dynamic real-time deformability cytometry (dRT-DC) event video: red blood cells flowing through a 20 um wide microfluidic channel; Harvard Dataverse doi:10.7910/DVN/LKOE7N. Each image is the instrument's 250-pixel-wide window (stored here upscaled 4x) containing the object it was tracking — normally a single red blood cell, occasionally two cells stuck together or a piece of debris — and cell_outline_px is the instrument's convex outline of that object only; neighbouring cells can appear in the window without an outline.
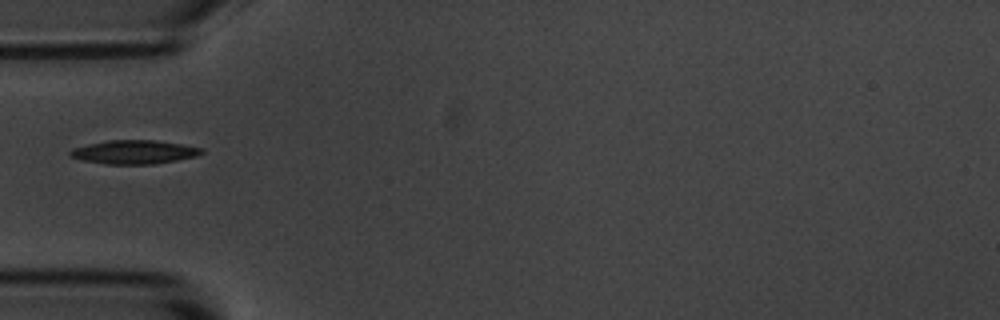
{"species": "common noctule bat (a hibernating species)", "species_latin": "Nyctalus noctula", "temperature_condition": "room temperature", "stored_images_in_passage": 1, "camera_frame_rate_fps": 3000, "um_per_image_px": 0.085, "animal": {"sex": "male", "body_mass_g": 20.1, "forearm_length_mm": 53.5}, "frame": {"image": 1, "passage_image": 1, "time_ms": 0.0, "image_size_px": [1000, 320], "cell_outline_px": [[204, 152], [196, 156], [176, 160], [152, 164], [104, 164], [84, 160], [68, 156], [68, 152], [72, 148], [88, 144], [108, 140], [152, 140], [180, 144], [204, 148]], "centroid_in_image_um": [11.37, 12.92], "position_along_channel_um": 73.6, "area_um2": 18.09}}